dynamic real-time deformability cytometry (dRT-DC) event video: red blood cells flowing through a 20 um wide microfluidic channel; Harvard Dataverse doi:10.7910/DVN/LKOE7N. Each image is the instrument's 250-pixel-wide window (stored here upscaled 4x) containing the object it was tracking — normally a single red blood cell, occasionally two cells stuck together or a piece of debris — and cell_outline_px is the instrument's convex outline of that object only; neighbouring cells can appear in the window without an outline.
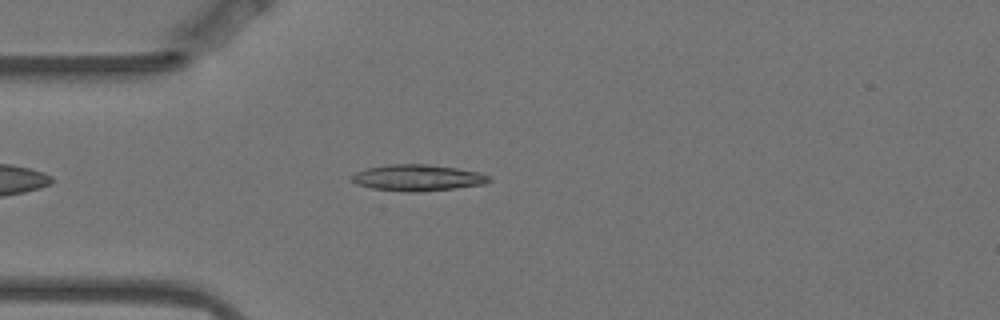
{"species": "Egyptian fruit bat (a non-hibernating species)", "species_latin": "Rousettus aegyptiacus", "temperature_condition": "warm", "stored_images_in_passage": 1, "camera_frame_rate_fps": 3000, "um_per_image_px": 0.085, "animal": {"sex": "female"}, "frame": {"image": 1, "passage_image": 1, "time_ms": 0.0, "image_size_px": [1000, 320], "cell_outline_px": [[492, 180], [484, 184], [452, 188], [416, 192], [404, 192], [372, 188], [356, 184], [348, 176], [356, 172], [368, 168], [388, 164], [428, 164], [456, 168], [480, 172], [492, 176]], "centroid_in_image_um": [35.49, 15.1], "position_along_channel_um": 49.5, "area_um2": 21.1}}